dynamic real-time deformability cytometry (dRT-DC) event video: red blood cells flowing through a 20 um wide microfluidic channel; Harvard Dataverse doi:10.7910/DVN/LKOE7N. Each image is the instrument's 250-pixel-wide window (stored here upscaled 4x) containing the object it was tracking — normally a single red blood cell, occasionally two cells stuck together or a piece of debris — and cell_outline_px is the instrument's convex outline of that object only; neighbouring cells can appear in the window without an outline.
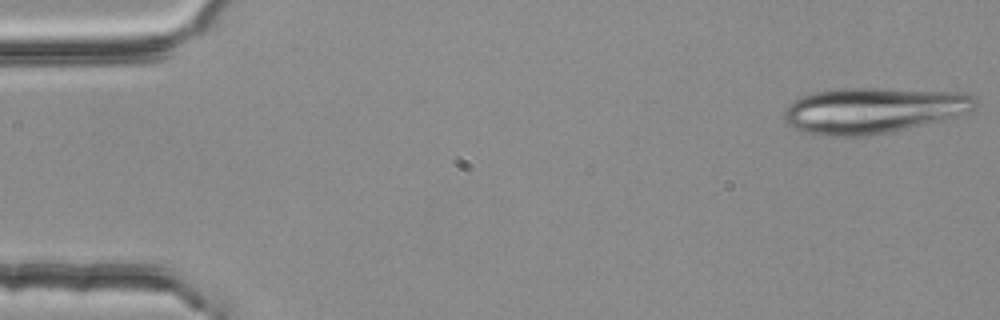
{"species": "common noctule bat (a hibernating species)", "species_latin": "Nyctalus noctula", "temperature_condition": "room temperature", "stored_images_in_passage": 4, "camera_frame_rate_fps": 3000, "um_per_image_px": 0.085, "animal": {"sex": "female", "body_mass_g": 25.1}, "frame": {"image": 1, "passage_image": 1, "time_ms": 0.0, "image_size_px": [1000, 320], "cell_outline_px": [[980, 104], [972, 112], [944, 120], [892, 132], [864, 136], [828, 136], [796, 132], [784, 120], [784, 112], [788, 104], [792, 100], [800, 96], [828, 88], [884, 88], [968, 92]], "centroid_in_image_um": [74.23, 9.37], "position_along_channel_um": 10.8, "area_um2": 52.37}}